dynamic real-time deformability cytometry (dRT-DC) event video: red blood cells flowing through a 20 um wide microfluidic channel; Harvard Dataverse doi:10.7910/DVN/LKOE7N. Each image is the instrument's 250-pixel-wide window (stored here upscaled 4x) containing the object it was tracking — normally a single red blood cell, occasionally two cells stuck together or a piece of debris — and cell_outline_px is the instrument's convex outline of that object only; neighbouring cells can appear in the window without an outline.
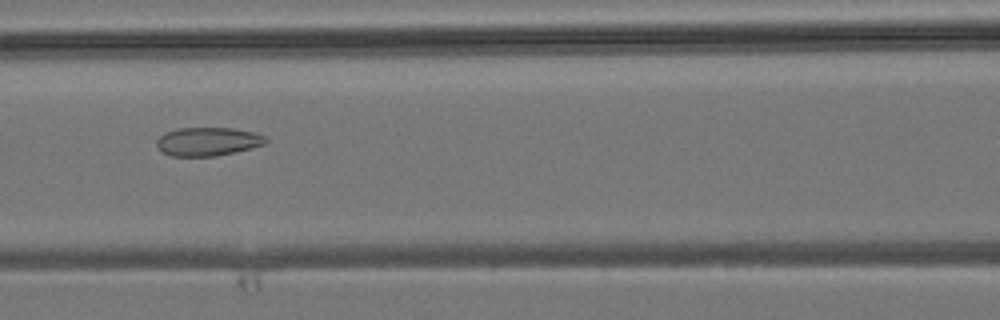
{"species": "common noctule bat (a hibernating species)", "species_latin": "Nyctalus noctula", "temperature_condition": "room temperature", "stored_images_in_passage": 7, "camera_frame_rate_fps": 3000, "um_per_image_px": 0.085, "animal": {"sex": "male", "body_mass_g": 19.2, "forearm_length_mm": 51.8}, "frame": {"image": 1, "passage_image": 7, "time_ms": 6.667, "image_size_px": [1000, 320], "cell_outline_px": [[268, 140], [264, 144], [252, 148], [216, 156], [172, 156], [160, 152], [156, 144], [156, 140], [160, 136], [176, 128], [232, 128], [256, 132], [268, 136]], "centroid_in_image_um": [17.69, 12.03], "position_along_channel_um": 148.9, "area_um2": 18.32}}